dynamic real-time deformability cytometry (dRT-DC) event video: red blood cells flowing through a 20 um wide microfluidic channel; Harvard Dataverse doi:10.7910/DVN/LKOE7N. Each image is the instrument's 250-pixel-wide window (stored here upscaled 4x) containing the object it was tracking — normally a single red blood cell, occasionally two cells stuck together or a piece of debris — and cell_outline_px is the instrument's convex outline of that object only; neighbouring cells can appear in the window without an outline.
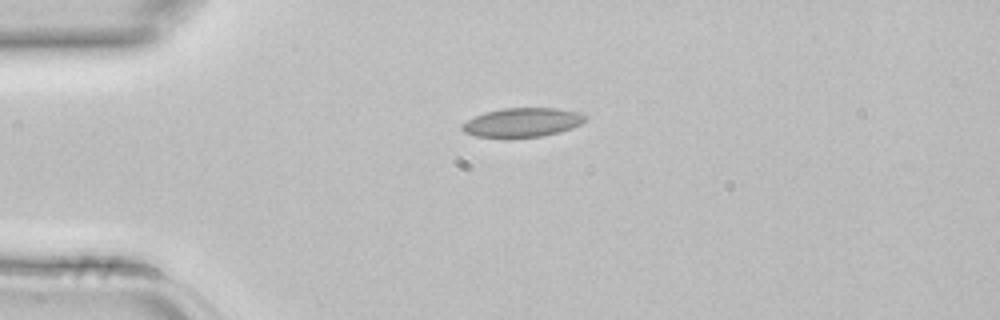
{"species": "common noctule bat (a hibernating species)", "species_latin": "Nyctalus noctula", "temperature_condition": "room temperature", "stored_images_in_passage": 1, "camera_frame_rate_fps": 3000, "um_per_image_px": 0.085, "animal": {"sex": "female", "body_mass_g": 22.7, "forearm_length_mm": 54.2}, "frame": {"image": 1, "passage_image": 1, "time_ms": 0.0, "image_size_px": [1000, 320], "cell_outline_px": [[588, 116], [580, 124], [572, 128], [560, 132], [544, 136], [476, 136], [464, 132], [460, 128], [460, 124], [484, 112], [504, 108], [556, 108], [580, 112]], "centroid_in_image_um": [44.42, 10.38], "position_along_channel_um": 40.6, "area_um2": 20.58}}